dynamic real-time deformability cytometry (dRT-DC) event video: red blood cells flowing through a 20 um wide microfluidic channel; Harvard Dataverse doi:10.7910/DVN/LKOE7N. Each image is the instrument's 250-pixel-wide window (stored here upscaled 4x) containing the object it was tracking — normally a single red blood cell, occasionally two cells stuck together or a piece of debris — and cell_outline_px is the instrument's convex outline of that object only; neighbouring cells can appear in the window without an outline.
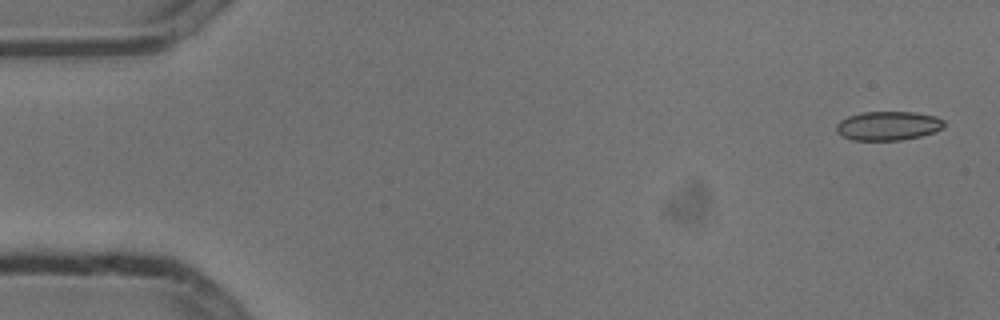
{"species": "common noctule bat (a hibernating species)", "species_latin": "Nyctalus noctula", "temperature_condition": "cold", "stored_images_in_passage": 5, "camera_frame_rate_fps": 3000, "um_per_image_px": 0.085, "animal": {"sex": "male", "body_mass_g": 13.3}, "frame": {"image": 1, "passage_image": 1, "time_ms": 0.0, "image_size_px": [1000, 320], "cell_outline_px": [[944, 128], [936, 132], [920, 136], [900, 140], [852, 140], [836, 132], [836, 124], [840, 120], [848, 116], [860, 112], [916, 112], [936, 116], [944, 120]], "centroid_in_image_um": [75.5, 10.68], "position_along_channel_um": 9.5, "area_um2": 18.38}}
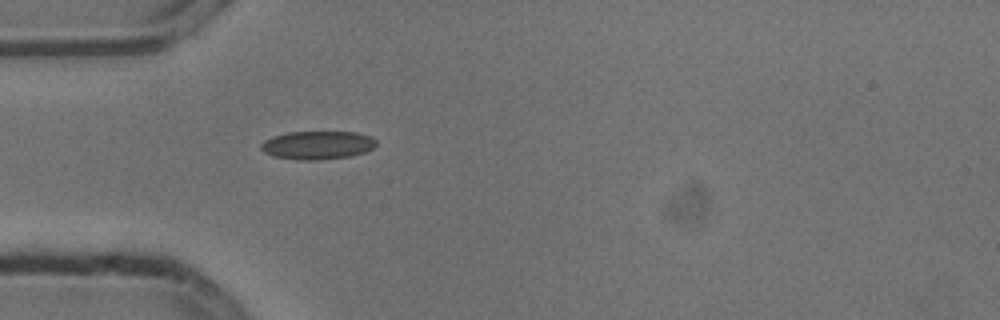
{"frame": {"image": 2, "passage_image": 5, "time_ms": 1.333, "image_size_px": [1000, 320], "cell_outline_px": [[376, 144], [372, 148], [364, 152], [352, 156], [320, 160], [296, 160], [272, 156], [264, 152], [260, 148], [260, 144], [264, 140], [272, 136], [288, 132], [356, 132], [372, 136], [376, 140]], "centroid_in_image_um": [26.97, 12.34], "position_along_channel_um": 58.0, "area_um2": 19.25}}